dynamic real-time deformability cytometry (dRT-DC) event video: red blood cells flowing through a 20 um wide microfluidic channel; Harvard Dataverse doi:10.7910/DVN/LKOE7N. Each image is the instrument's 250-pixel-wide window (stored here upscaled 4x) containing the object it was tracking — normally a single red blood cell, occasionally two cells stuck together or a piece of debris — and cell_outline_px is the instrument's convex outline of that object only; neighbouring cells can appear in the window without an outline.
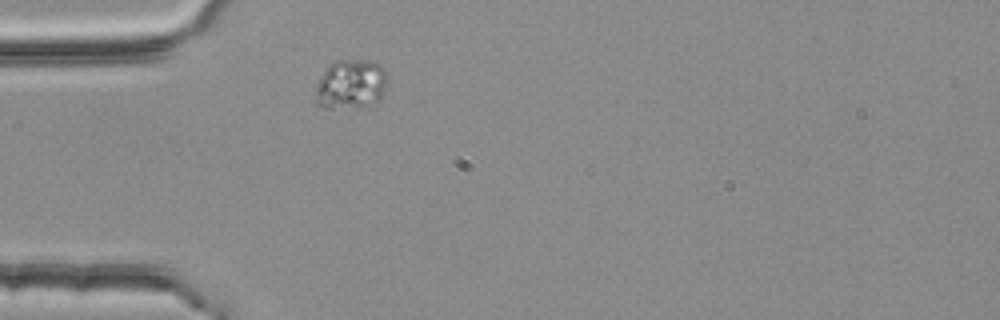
{"species": "common noctule bat (a hibernating species)", "species_latin": "Nyctalus noctula", "temperature_condition": "room temperature", "stored_images_in_passage": 1, "camera_frame_rate_fps": 3000, "um_per_image_px": 0.085, "animal": {"sex": "female", "body_mass_g": 25.1}, "frame": {"image": 1, "passage_image": 1, "time_ms": 0.0, "image_size_px": [1000, 320], "cell_outline_px": [[388, 76], [384, 92], [380, 100], [376, 104], [360, 108], [324, 108], [316, 104], [316, 84], [328, 64], [336, 60], [372, 60], [380, 64], [388, 72]], "centroid_in_image_um": [29.85, 7.17], "position_along_channel_um": 55.1, "area_um2": 21.5}}